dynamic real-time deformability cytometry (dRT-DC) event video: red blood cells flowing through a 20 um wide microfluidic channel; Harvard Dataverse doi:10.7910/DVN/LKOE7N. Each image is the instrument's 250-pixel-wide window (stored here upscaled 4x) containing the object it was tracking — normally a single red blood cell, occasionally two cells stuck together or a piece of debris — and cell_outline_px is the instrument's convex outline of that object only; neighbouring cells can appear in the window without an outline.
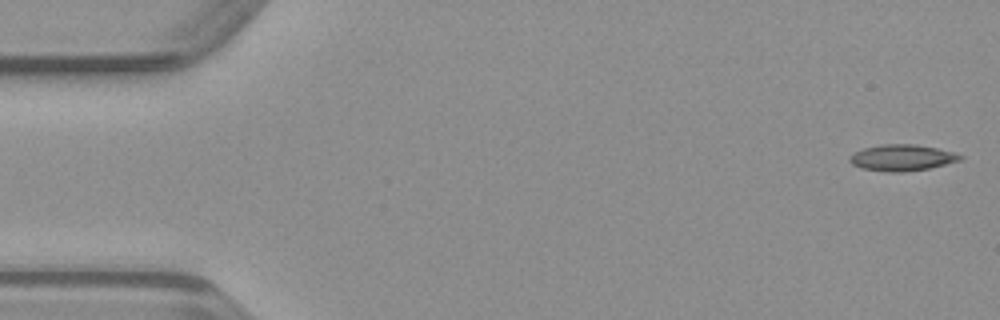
{"species": "common noctule bat (a hibernating species)", "species_latin": "Nyctalus noctula", "temperature_condition": "warm", "stored_images_in_passage": 48, "camera_frame_rate_fps": 3000, "um_per_image_px": 0.085, "animal": {"sex": "male", "body_mass_g": 23.1, "forearm_length_mm": 52.7}, "frame": {"image": 1, "passage_image": 1, "time_ms": 0.0, "image_size_px": [1000, 320], "cell_outline_px": [[964, 156], [960, 160], [928, 168], [904, 172], [888, 172], [864, 168], [852, 164], [848, 160], [848, 156], [864, 148], [880, 144], [916, 144], [936, 148], [952, 152]], "centroid_in_image_um": [76.64, 13.39], "position_along_channel_um": 8.4, "area_um2": 16.7}}
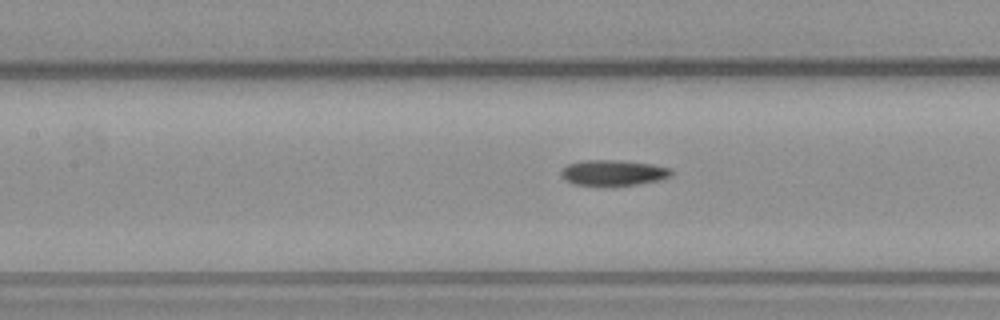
{"frame": {"image": 2, "passage_image": 21, "time_ms": 6.667, "image_size_px": [1000, 320], "cell_outline_px": [[676, 172], [672, 176], [660, 180], [636, 184], [576, 184], [564, 180], [560, 176], [560, 172], [568, 164], [584, 160], [620, 160], [652, 164], [672, 168]], "centroid_in_image_um": [52.19, 14.66], "position_along_channel_um": 155.2, "area_um2": 16.3}}
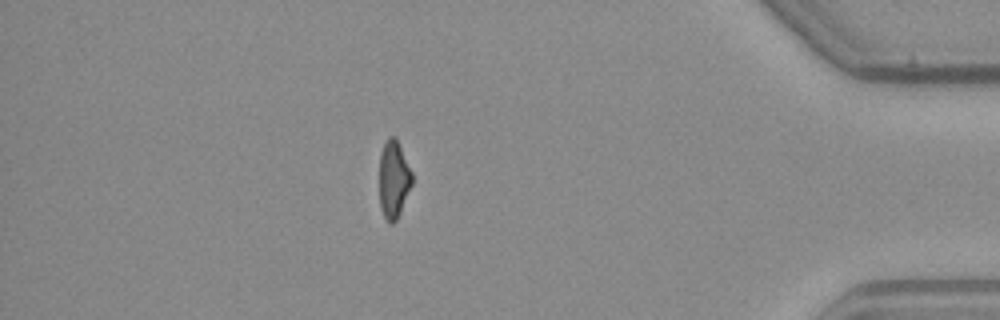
{"frame": {"image": 3, "passage_image": 42, "time_ms": 13.667, "image_size_px": [1000, 320], "cell_outline_px": [[412, 184], [400, 212], [396, 220], [392, 224], [384, 216], [380, 208], [380, 152], [388, 136], [396, 136], [412, 172]], "centroid_in_image_um": [33.46, 15.2], "position_along_channel_um": 401.7, "area_um2": 14.68}}